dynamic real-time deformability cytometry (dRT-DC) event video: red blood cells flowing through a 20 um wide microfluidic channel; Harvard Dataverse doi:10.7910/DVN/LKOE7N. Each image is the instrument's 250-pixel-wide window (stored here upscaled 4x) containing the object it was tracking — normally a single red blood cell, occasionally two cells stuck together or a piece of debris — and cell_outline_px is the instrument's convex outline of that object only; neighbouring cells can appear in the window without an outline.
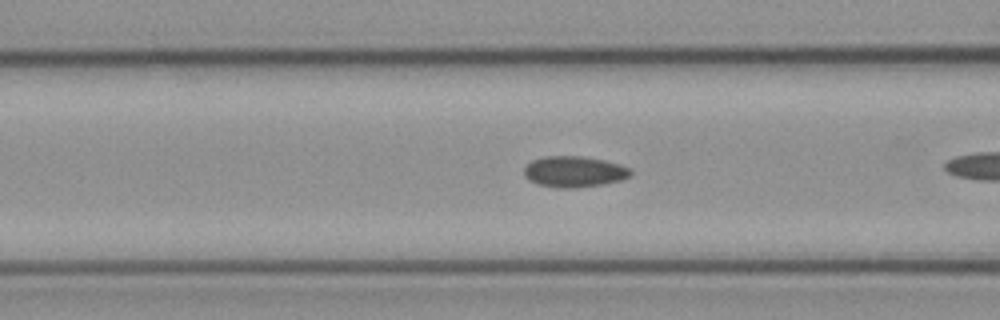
{"species": "common noctule bat (a hibernating species)", "species_latin": "Nyctalus noctula", "temperature_condition": "cold", "stored_images_in_passage": 36, "camera_frame_rate_fps": 3000, "um_per_image_px": 0.085, "animal": {"sex": "female", "body_mass_g": 21.9}, "frame": {"image": 1, "passage_image": 16, "time_ms": 5.0, "image_size_px": [1000, 320], "cell_outline_px": [[632, 172], [628, 176], [620, 180], [604, 184], [576, 188], [556, 188], [536, 184], [528, 180], [524, 176], [524, 168], [532, 160], [544, 156], [580, 156], [604, 160], [620, 164], [632, 168]], "centroid_in_image_um": [48.78, 14.6], "position_along_channel_um": 117.8, "area_um2": 19.42}}